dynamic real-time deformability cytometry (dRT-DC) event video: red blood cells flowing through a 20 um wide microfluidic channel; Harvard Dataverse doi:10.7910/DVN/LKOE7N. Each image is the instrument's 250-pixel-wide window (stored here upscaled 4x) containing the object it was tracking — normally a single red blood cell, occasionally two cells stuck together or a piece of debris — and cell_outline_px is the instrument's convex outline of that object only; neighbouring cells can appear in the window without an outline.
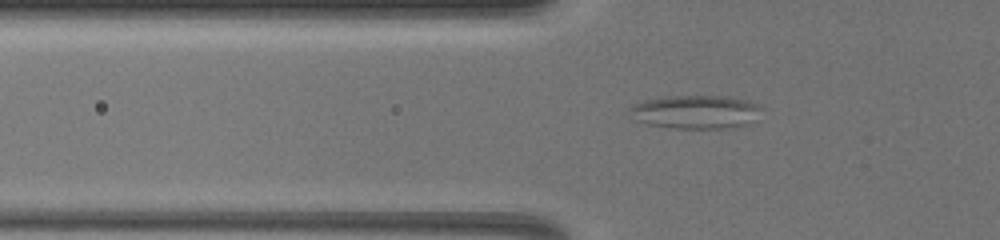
{"species": "common noctule bat (a hibernating species)", "species_latin": "Nyctalus noctula", "temperature_condition": "warm", "stored_images_in_passage": 50, "camera_frame_rate_fps": 3000, "um_per_image_px": 0.085, "animal": {"sex": "female", "body_mass_g": 19.5, "forearm_length_mm": 54.1}, "frame": {"image": 1, "passage_image": 3, "time_ms": 0.333, "image_size_px": [1000, 240], "cell_outline_px": [[764, 108], [748, 124], [736, 128], [676, 128], [648, 124], [636, 120], [628, 108], [632, 104], [644, 100], [672, 96], [724, 96], [744, 100], [760, 104]], "centroid_in_image_um": [59.16, 9.51], "position_along_channel_um": 66.6, "area_um2": 25.66}}
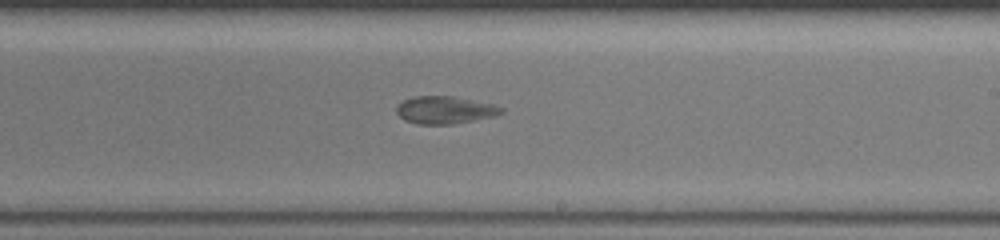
{"frame": {"image": 2, "passage_image": 26, "time_ms": 5.0, "image_size_px": [1000, 240], "cell_outline_px": [[504, 112], [496, 116], [452, 124], [420, 124], [404, 120], [396, 112], [396, 104], [412, 96], [452, 96], [492, 104], [504, 108]], "centroid_in_image_um": [37.8, 9.35], "position_along_channel_um": 251.2, "area_um2": 16.82}}
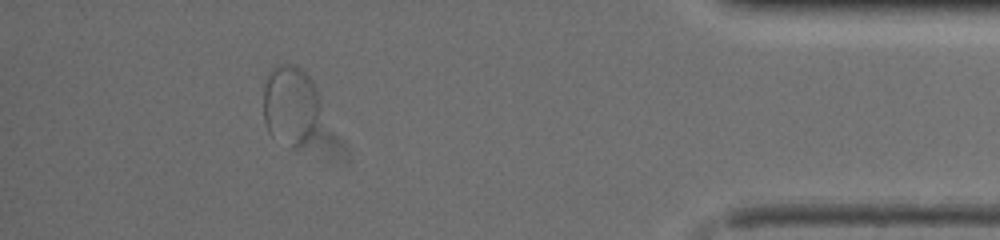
{"frame": {"image": 3, "passage_image": 46, "time_ms": 10.0, "image_size_px": [1000, 240], "cell_outline_px": [[320, 112], [316, 124], [308, 140], [304, 144], [296, 148], [288, 148], [272, 136], [268, 132], [264, 120], [264, 84], [268, 72], [272, 68], [284, 64], [292, 64], [300, 68], [312, 80], [316, 88], [320, 104]], "centroid_in_image_um": [24.68, 8.95], "position_along_channel_um": 410.5, "area_um2": 26.93}}